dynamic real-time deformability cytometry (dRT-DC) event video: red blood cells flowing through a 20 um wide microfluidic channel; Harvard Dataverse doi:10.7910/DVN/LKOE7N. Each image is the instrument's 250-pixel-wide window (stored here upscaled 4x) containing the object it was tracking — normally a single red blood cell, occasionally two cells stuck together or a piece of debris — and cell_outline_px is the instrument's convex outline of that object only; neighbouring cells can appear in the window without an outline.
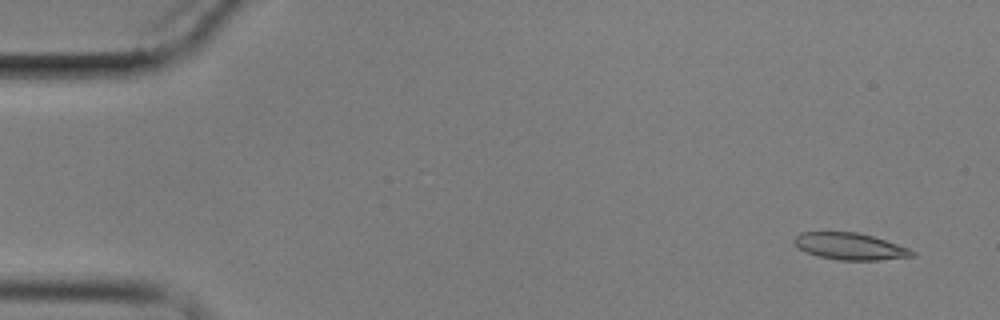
{"species": "common noctule bat (a hibernating species)", "species_latin": "Nyctalus noctula", "temperature_condition": "cold", "stored_images_in_passage": 6, "camera_frame_rate_fps": 3000, "um_per_image_px": 0.085, "animal": {"sex": "male", "body_mass_g": 17.9}, "frame": {"image": 1, "passage_image": 1, "time_ms": 0.0, "image_size_px": [1000, 320], "cell_outline_px": [[916, 256], [876, 260], [840, 260], [816, 256], [800, 248], [792, 240], [800, 232], [856, 232], [872, 236], [908, 248], [916, 252]], "centroid_in_image_um": [72.25, 20.94], "position_along_channel_um": 12.7, "area_um2": 18.21}}
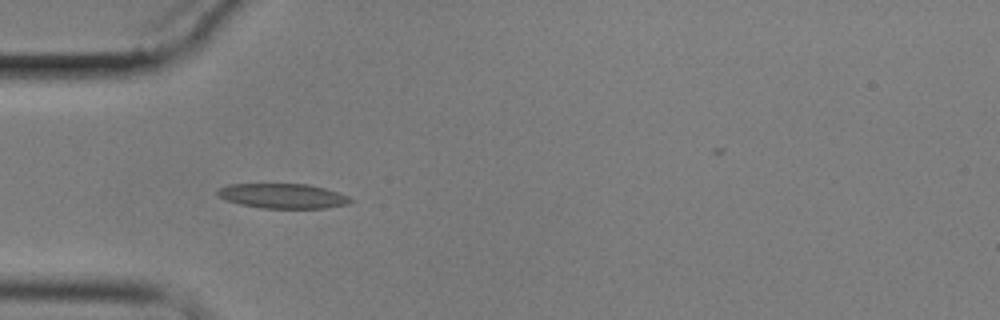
{"frame": {"image": 2, "passage_image": 5, "time_ms": 4.667, "image_size_px": [1000, 320], "cell_outline_px": [[352, 200], [348, 204], [324, 208], [260, 208], [240, 204], [228, 200], [220, 196], [216, 192], [220, 188], [228, 184], [308, 184], [324, 188], [348, 196]], "centroid_in_image_um": [24.04, 16.66], "position_along_channel_um": 61.0, "area_um2": 18.96}}
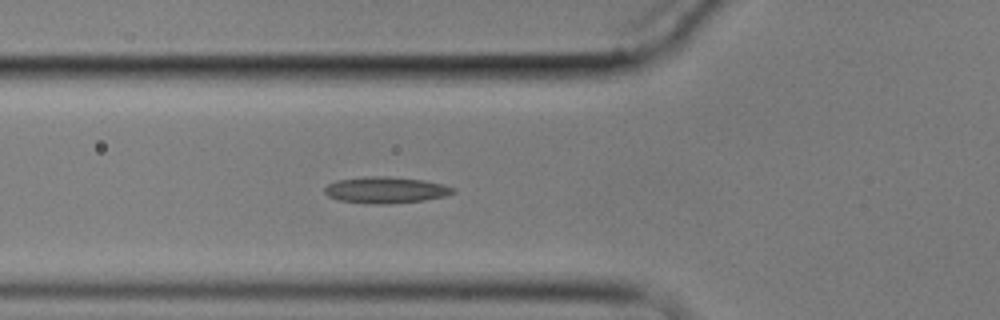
{"frame": {"image": 3, "passage_image": 6, "time_ms": 5.667, "image_size_px": [1000, 320], "cell_outline_px": [[456, 192], [444, 196], [424, 200], [388, 204], [368, 204], [340, 200], [328, 196], [324, 192], [324, 188], [328, 184], [336, 180], [364, 176], [388, 176], [424, 180], [444, 184], [456, 188]], "centroid_in_image_um": [32.79, 16.14], "position_along_channel_um": 93.0, "area_um2": 19.94}}